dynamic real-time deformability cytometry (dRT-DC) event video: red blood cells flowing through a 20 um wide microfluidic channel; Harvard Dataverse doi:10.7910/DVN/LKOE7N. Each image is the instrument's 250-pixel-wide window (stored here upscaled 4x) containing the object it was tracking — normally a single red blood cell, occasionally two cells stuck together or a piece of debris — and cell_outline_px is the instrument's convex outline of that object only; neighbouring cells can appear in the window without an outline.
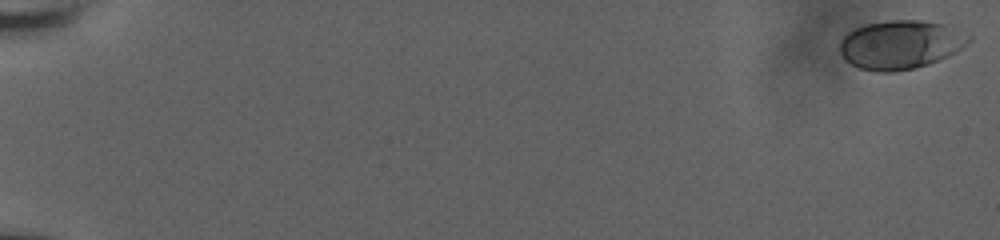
{"species": "human", "species_latin": "Homo sapiens", "temperature_condition": "room temperature", "stored_images_in_passage": 58, "camera_frame_rate_fps": 3000, "um_per_image_px": 0.085, "donor": {"sex": "male"}, "frame": {"image": 1, "passage_image": 1, "time_ms": 0.0, "image_size_px": [1000, 240], "cell_outline_px": [[972, 40], [968, 44], [956, 52], [948, 56], [928, 64], [916, 68], [892, 72], [876, 72], [860, 68], [852, 64], [840, 52], [840, 40], [848, 32], [856, 28], [868, 24], [892, 20], [924, 20], [944, 24], [972, 36]], "centroid_in_image_um": [76.58, 3.79], "position_along_channel_um": 8.4, "area_um2": 36.53}}
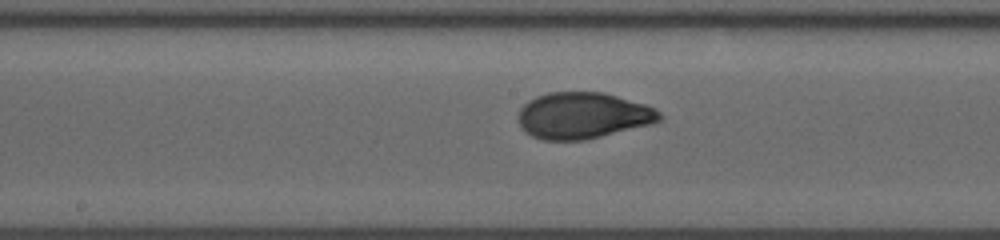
{"frame": {"image": 2, "passage_image": 33, "time_ms": 10.667, "image_size_px": [1000, 240], "cell_outline_px": [[664, 116], [660, 120], [652, 124], [584, 140], [544, 140], [532, 136], [520, 128], [520, 108], [528, 100], [536, 96], [548, 92], [604, 92], [644, 104], [656, 108]], "centroid_in_image_um": [49.56, 9.82], "position_along_channel_um": 198.6, "area_um2": 38.15}}
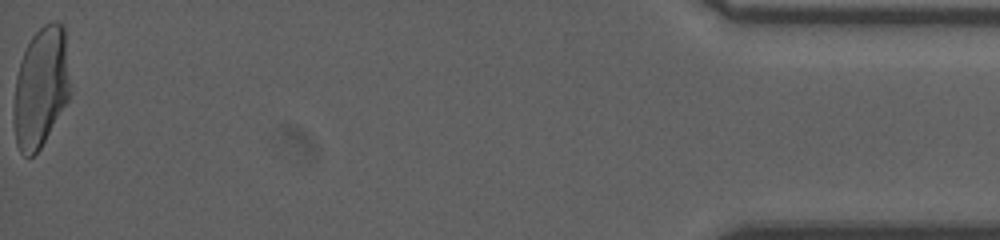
{"frame": {"image": 3, "passage_image": 58, "time_ms": 19.0, "image_size_px": [1000, 240], "cell_outline_px": [[68, 100], [40, 148], [32, 156], [24, 156], [20, 152], [16, 144], [16, 76], [20, 60], [32, 36], [44, 24], [52, 20], [56, 20], [64, 28], [68, 80]], "centroid_in_image_um": [3.47, 7.4], "position_along_channel_um": 431.7, "area_um2": 38.09}, "authors_computed_cell_mechanics": {"area_um2": 37.2521, "velocity_mm_per_s": 3.8381, "shape_relaxation_time_tau1_ms": 4.0453, "shape_relaxation_time_tau2_ms": null, "deformation_change_tau1": 0.1631, "deformation_change_tau2": null}}